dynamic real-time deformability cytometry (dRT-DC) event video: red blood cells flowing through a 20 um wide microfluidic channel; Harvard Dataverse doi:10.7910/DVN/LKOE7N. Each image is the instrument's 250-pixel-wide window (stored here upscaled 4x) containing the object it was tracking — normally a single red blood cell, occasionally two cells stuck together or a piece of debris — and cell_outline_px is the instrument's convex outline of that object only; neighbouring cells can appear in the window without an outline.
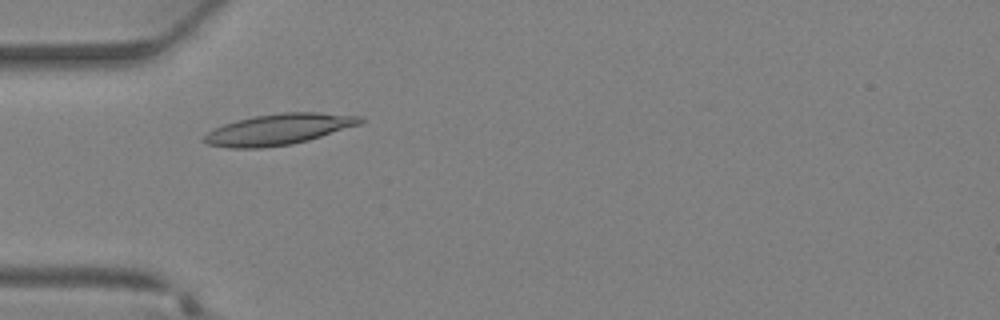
{"species": "Egyptian fruit bat (a non-hibernating species)", "species_latin": "Rousettus aegyptiacus", "temperature_condition": "warm", "stored_images_in_passage": 25, "camera_frame_rate_fps": 3000, "um_per_image_px": 0.085, "animal": {"sex": "female"}, "frame": {"image": 1, "passage_image": 1, "time_ms": 0.0, "image_size_px": [1000, 320], "cell_outline_px": [[364, 120], [360, 124], [308, 140], [292, 144], [260, 148], [228, 148], [208, 144], [200, 140], [208, 132], [224, 124], [236, 120], [256, 116], [280, 112], [320, 112], [360, 116]], "centroid_in_image_um": [23.67, 10.99], "position_along_channel_um": 61.3, "area_um2": 28.03}}
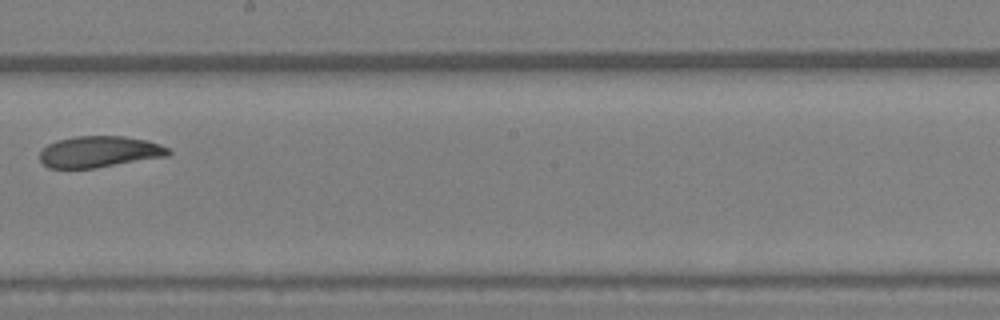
{"frame": {"image": 2, "passage_image": 11, "time_ms": 3.333, "image_size_px": [1000, 320], "cell_outline_px": [[172, 152], [168, 156], [96, 168], [48, 168], [40, 160], [40, 152], [48, 144], [56, 140], [76, 136], [124, 136], [148, 140], [160, 144], [168, 148]], "centroid_in_image_um": [8.46, 12.9], "position_along_channel_um": 239.7, "area_um2": 23.58}}
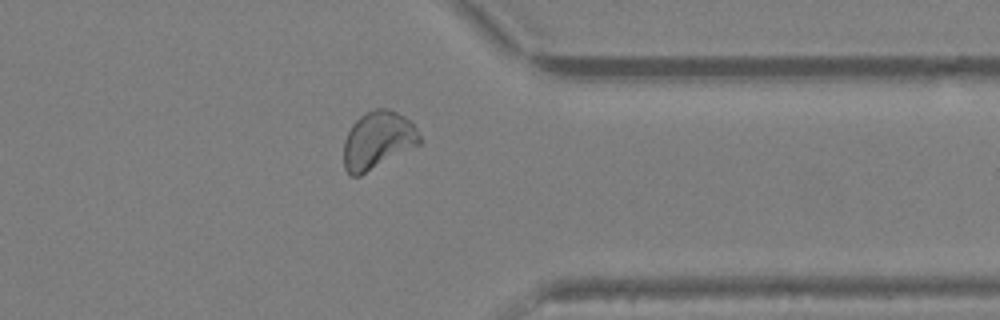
{"frame": {"image": 3, "passage_image": 19, "time_ms": 6.0, "image_size_px": [1000, 320], "cell_outline_px": [[420, 144], [360, 176], [352, 176], [344, 168], [344, 140], [352, 124], [360, 116], [376, 108], [388, 108], [404, 116], [416, 128], [420, 136]], "centroid_in_image_um": [32.1, 11.92], "position_along_channel_um": 379.3, "area_um2": 25.26}}